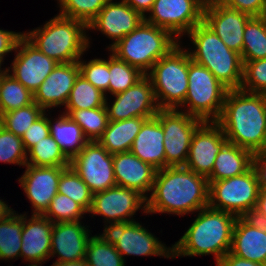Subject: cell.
I'll return each instance as SVG.
<instances>
[{
	"instance_id": "bcb514c9",
	"label": "cell",
	"mask_w": 266,
	"mask_h": 266,
	"mask_svg": "<svg viewBox=\"0 0 266 266\" xmlns=\"http://www.w3.org/2000/svg\"><path fill=\"white\" fill-rule=\"evenodd\" d=\"M223 5L248 14L251 17L263 16L266 0H217Z\"/></svg>"
},
{
	"instance_id": "4dcf8cb0",
	"label": "cell",
	"mask_w": 266,
	"mask_h": 266,
	"mask_svg": "<svg viewBox=\"0 0 266 266\" xmlns=\"http://www.w3.org/2000/svg\"><path fill=\"white\" fill-rule=\"evenodd\" d=\"M242 61L266 58V17H251L243 34Z\"/></svg>"
},
{
	"instance_id": "8fae6325",
	"label": "cell",
	"mask_w": 266,
	"mask_h": 266,
	"mask_svg": "<svg viewBox=\"0 0 266 266\" xmlns=\"http://www.w3.org/2000/svg\"><path fill=\"white\" fill-rule=\"evenodd\" d=\"M206 0H155L144 20L169 31L177 40L203 21Z\"/></svg>"
},
{
	"instance_id": "6da1fadb",
	"label": "cell",
	"mask_w": 266,
	"mask_h": 266,
	"mask_svg": "<svg viewBox=\"0 0 266 266\" xmlns=\"http://www.w3.org/2000/svg\"><path fill=\"white\" fill-rule=\"evenodd\" d=\"M208 204V178L185 166L165 167L156 172L146 212L182 216L198 212Z\"/></svg>"
},
{
	"instance_id": "f6af8a7d",
	"label": "cell",
	"mask_w": 266,
	"mask_h": 266,
	"mask_svg": "<svg viewBox=\"0 0 266 266\" xmlns=\"http://www.w3.org/2000/svg\"><path fill=\"white\" fill-rule=\"evenodd\" d=\"M49 135L50 130L48 117L46 113H44L40 118L32 123L31 127L27 129L21 137L25 150L28 151L37 142H40Z\"/></svg>"
},
{
	"instance_id": "9f6ffc18",
	"label": "cell",
	"mask_w": 266,
	"mask_h": 266,
	"mask_svg": "<svg viewBox=\"0 0 266 266\" xmlns=\"http://www.w3.org/2000/svg\"><path fill=\"white\" fill-rule=\"evenodd\" d=\"M4 71V69L2 70V68H1V64H0V75H1V73Z\"/></svg>"
},
{
	"instance_id": "ba28073f",
	"label": "cell",
	"mask_w": 266,
	"mask_h": 266,
	"mask_svg": "<svg viewBox=\"0 0 266 266\" xmlns=\"http://www.w3.org/2000/svg\"><path fill=\"white\" fill-rule=\"evenodd\" d=\"M228 89L207 68L194 61L189 62L188 92L183 112L202 121H217L222 113Z\"/></svg>"
},
{
	"instance_id": "11a10c76",
	"label": "cell",
	"mask_w": 266,
	"mask_h": 266,
	"mask_svg": "<svg viewBox=\"0 0 266 266\" xmlns=\"http://www.w3.org/2000/svg\"><path fill=\"white\" fill-rule=\"evenodd\" d=\"M263 16L266 17V6H265V10H264Z\"/></svg>"
},
{
	"instance_id": "cb8c5ba5",
	"label": "cell",
	"mask_w": 266,
	"mask_h": 266,
	"mask_svg": "<svg viewBox=\"0 0 266 266\" xmlns=\"http://www.w3.org/2000/svg\"><path fill=\"white\" fill-rule=\"evenodd\" d=\"M89 233L80 221L53 223L50 258L57 254L59 262L85 259Z\"/></svg>"
},
{
	"instance_id": "f5cc1de1",
	"label": "cell",
	"mask_w": 266,
	"mask_h": 266,
	"mask_svg": "<svg viewBox=\"0 0 266 266\" xmlns=\"http://www.w3.org/2000/svg\"><path fill=\"white\" fill-rule=\"evenodd\" d=\"M51 266H88L85 259L80 261L59 262L55 261Z\"/></svg>"
},
{
	"instance_id": "7402d4cb",
	"label": "cell",
	"mask_w": 266,
	"mask_h": 266,
	"mask_svg": "<svg viewBox=\"0 0 266 266\" xmlns=\"http://www.w3.org/2000/svg\"><path fill=\"white\" fill-rule=\"evenodd\" d=\"M230 252L240 258L266 264V225L252 216L238 217Z\"/></svg>"
},
{
	"instance_id": "7bdbcfd3",
	"label": "cell",
	"mask_w": 266,
	"mask_h": 266,
	"mask_svg": "<svg viewBox=\"0 0 266 266\" xmlns=\"http://www.w3.org/2000/svg\"><path fill=\"white\" fill-rule=\"evenodd\" d=\"M243 62V80L240 89L266 94V58Z\"/></svg>"
},
{
	"instance_id": "30bf717a",
	"label": "cell",
	"mask_w": 266,
	"mask_h": 266,
	"mask_svg": "<svg viewBox=\"0 0 266 266\" xmlns=\"http://www.w3.org/2000/svg\"><path fill=\"white\" fill-rule=\"evenodd\" d=\"M156 116L164 132L166 167L185 166L194 132L204 121L182 109H160Z\"/></svg>"
},
{
	"instance_id": "f546056e",
	"label": "cell",
	"mask_w": 266,
	"mask_h": 266,
	"mask_svg": "<svg viewBox=\"0 0 266 266\" xmlns=\"http://www.w3.org/2000/svg\"><path fill=\"white\" fill-rule=\"evenodd\" d=\"M33 102V93L10 75L5 68L0 75V116Z\"/></svg>"
},
{
	"instance_id": "e0dca14e",
	"label": "cell",
	"mask_w": 266,
	"mask_h": 266,
	"mask_svg": "<svg viewBox=\"0 0 266 266\" xmlns=\"http://www.w3.org/2000/svg\"><path fill=\"white\" fill-rule=\"evenodd\" d=\"M227 142L216 121H204L194 132L185 167L207 178L217 154Z\"/></svg>"
},
{
	"instance_id": "603a6c76",
	"label": "cell",
	"mask_w": 266,
	"mask_h": 266,
	"mask_svg": "<svg viewBox=\"0 0 266 266\" xmlns=\"http://www.w3.org/2000/svg\"><path fill=\"white\" fill-rule=\"evenodd\" d=\"M27 218L23 214L20 257L31 262L30 265H42L50 259L53 223L44 215L32 214Z\"/></svg>"
},
{
	"instance_id": "c3c4849f",
	"label": "cell",
	"mask_w": 266,
	"mask_h": 266,
	"mask_svg": "<svg viewBox=\"0 0 266 266\" xmlns=\"http://www.w3.org/2000/svg\"><path fill=\"white\" fill-rule=\"evenodd\" d=\"M252 168L257 176L259 190H266V151L253 155Z\"/></svg>"
},
{
	"instance_id": "277c9868",
	"label": "cell",
	"mask_w": 266,
	"mask_h": 266,
	"mask_svg": "<svg viewBox=\"0 0 266 266\" xmlns=\"http://www.w3.org/2000/svg\"><path fill=\"white\" fill-rule=\"evenodd\" d=\"M186 35L195 50H188L191 60L207 68L228 90L240 89L243 80L241 55L231 49L203 21Z\"/></svg>"
},
{
	"instance_id": "ee69618b",
	"label": "cell",
	"mask_w": 266,
	"mask_h": 266,
	"mask_svg": "<svg viewBox=\"0 0 266 266\" xmlns=\"http://www.w3.org/2000/svg\"><path fill=\"white\" fill-rule=\"evenodd\" d=\"M78 64L80 74L106 96V92L109 93V58L108 60L92 59L87 63L80 58Z\"/></svg>"
},
{
	"instance_id": "4fadbf2b",
	"label": "cell",
	"mask_w": 266,
	"mask_h": 266,
	"mask_svg": "<svg viewBox=\"0 0 266 266\" xmlns=\"http://www.w3.org/2000/svg\"><path fill=\"white\" fill-rule=\"evenodd\" d=\"M70 166L93 194L116 186L113 154L98 141H89L70 161Z\"/></svg>"
},
{
	"instance_id": "681fc988",
	"label": "cell",
	"mask_w": 266,
	"mask_h": 266,
	"mask_svg": "<svg viewBox=\"0 0 266 266\" xmlns=\"http://www.w3.org/2000/svg\"><path fill=\"white\" fill-rule=\"evenodd\" d=\"M216 266H266V264L243 259L228 252L216 262Z\"/></svg>"
},
{
	"instance_id": "f1b7e54d",
	"label": "cell",
	"mask_w": 266,
	"mask_h": 266,
	"mask_svg": "<svg viewBox=\"0 0 266 266\" xmlns=\"http://www.w3.org/2000/svg\"><path fill=\"white\" fill-rule=\"evenodd\" d=\"M146 119L134 117L121 121H109L98 142L110 154L128 152Z\"/></svg>"
},
{
	"instance_id": "8d00e7d4",
	"label": "cell",
	"mask_w": 266,
	"mask_h": 266,
	"mask_svg": "<svg viewBox=\"0 0 266 266\" xmlns=\"http://www.w3.org/2000/svg\"><path fill=\"white\" fill-rule=\"evenodd\" d=\"M145 74L118 59L114 54L109 56V93L112 95L126 91L141 80Z\"/></svg>"
},
{
	"instance_id": "d590c367",
	"label": "cell",
	"mask_w": 266,
	"mask_h": 266,
	"mask_svg": "<svg viewBox=\"0 0 266 266\" xmlns=\"http://www.w3.org/2000/svg\"><path fill=\"white\" fill-rule=\"evenodd\" d=\"M26 164L31 166L68 167L70 161L65 157L53 137L49 135L27 151Z\"/></svg>"
},
{
	"instance_id": "52a82bcc",
	"label": "cell",
	"mask_w": 266,
	"mask_h": 266,
	"mask_svg": "<svg viewBox=\"0 0 266 266\" xmlns=\"http://www.w3.org/2000/svg\"><path fill=\"white\" fill-rule=\"evenodd\" d=\"M179 43L160 58L146 74L150 79L160 109H178L188 92L191 57Z\"/></svg>"
},
{
	"instance_id": "2e32d148",
	"label": "cell",
	"mask_w": 266,
	"mask_h": 266,
	"mask_svg": "<svg viewBox=\"0 0 266 266\" xmlns=\"http://www.w3.org/2000/svg\"><path fill=\"white\" fill-rule=\"evenodd\" d=\"M110 105L105 101L109 121H121L134 117L152 118L160 110L150 79L145 75L126 91L113 95Z\"/></svg>"
},
{
	"instance_id": "9a60e30c",
	"label": "cell",
	"mask_w": 266,
	"mask_h": 266,
	"mask_svg": "<svg viewBox=\"0 0 266 266\" xmlns=\"http://www.w3.org/2000/svg\"><path fill=\"white\" fill-rule=\"evenodd\" d=\"M15 53L12 68L6 70L13 72L10 75L34 94L58 62L43 54L24 35L19 39Z\"/></svg>"
},
{
	"instance_id": "d6a6232c",
	"label": "cell",
	"mask_w": 266,
	"mask_h": 266,
	"mask_svg": "<svg viewBox=\"0 0 266 266\" xmlns=\"http://www.w3.org/2000/svg\"><path fill=\"white\" fill-rule=\"evenodd\" d=\"M85 261L88 266H125V261L115 249L112 240L103 231L102 235L90 238Z\"/></svg>"
},
{
	"instance_id": "7a4b0ae2",
	"label": "cell",
	"mask_w": 266,
	"mask_h": 266,
	"mask_svg": "<svg viewBox=\"0 0 266 266\" xmlns=\"http://www.w3.org/2000/svg\"><path fill=\"white\" fill-rule=\"evenodd\" d=\"M216 122L229 143L253 154L266 151V94L228 90Z\"/></svg>"
},
{
	"instance_id": "ac0fdd59",
	"label": "cell",
	"mask_w": 266,
	"mask_h": 266,
	"mask_svg": "<svg viewBox=\"0 0 266 266\" xmlns=\"http://www.w3.org/2000/svg\"><path fill=\"white\" fill-rule=\"evenodd\" d=\"M251 18L248 14L227 7L217 0H206L203 22L210 27L226 46L242 54L244 27Z\"/></svg>"
},
{
	"instance_id": "7c38bea8",
	"label": "cell",
	"mask_w": 266,
	"mask_h": 266,
	"mask_svg": "<svg viewBox=\"0 0 266 266\" xmlns=\"http://www.w3.org/2000/svg\"><path fill=\"white\" fill-rule=\"evenodd\" d=\"M140 209L147 214V199L136 190L116 185L94 193L88 213L104 217L109 224H105V231L113 225L134 222L132 217Z\"/></svg>"
},
{
	"instance_id": "816d5d0a",
	"label": "cell",
	"mask_w": 266,
	"mask_h": 266,
	"mask_svg": "<svg viewBox=\"0 0 266 266\" xmlns=\"http://www.w3.org/2000/svg\"><path fill=\"white\" fill-rule=\"evenodd\" d=\"M129 6H131L135 11H138L143 17L147 16L155 0H124Z\"/></svg>"
},
{
	"instance_id": "484cf974",
	"label": "cell",
	"mask_w": 266,
	"mask_h": 266,
	"mask_svg": "<svg viewBox=\"0 0 266 266\" xmlns=\"http://www.w3.org/2000/svg\"><path fill=\"white\" fill-rule=\"evenodd\" d=\"M163 141V128L158 117L154 116L143 122L130 151L155 169H163L166 167Z\"/></svg>"
},
{
	"instance_id": "836d02e7",
	"label": "cell",
	"mask_w": 266,
	"mask_h": 266,
	"mask_svg": "<svg viewBox=\"0 0 266 266\" xmlns=\"http://www.w3.org/2000/svg\"><path fill=\"white\" fill-rule=\"evenodd\" d=\"M63 113L81 127L89 141H98L109 123L105 106L94 109H66Z\"/></svg>"
},
{
	"instance_id": "60d3db41",
	"label": "cell",
	"mask_w": 266,
	"mask_h": 266,
	"mask_svg": "<svg viewBox=\"0 0 266 266\" xmlns=\"http://www.w3.org/2000/svg\"><path fill=\"white\" fill-rule=\"evenodd\" d=\"M86 213L87 212L73 199L61 193H57L43 215L52 223H60L80 221Z\"/></svg>"
},
{
	"instance_id": "f907efd6",
	"label": "cell",
	"mask_w": 266,
	"mask_h": 266,
	"mask_svg": "<svg viewBox=\"0 0 266 266\" xmlns=\"http://www.w3.org/2000/svg\"><path fill=\"white\" fill-rule=\"evenodd\" d=\"M252 217L266 225V190H259L257 206Z\"/></svg>"
},
{
	"instance_id": "d6986e66",
	"label": "cell",
	"mask_w": 266,
	"mask_h": 266,
	"mask_svg": "<svg viewBox=\"0 0 266 266\" xmlns=\"http://www.w3.org/2000/svg\"><path fill=\"white\" fill-rule=\"evenodd\" d=\"M25 173L18 180L32 204L33 214L43 215L51 200L58 193L62 171L66 167L31 166L26 164Z\"/></svg>"
},
{
	"instance_id": "7dc6e473",
	"label": "cell",
	"mask_w": 266,
	"mask_h": 266,
	"mask_svg": "<svg viewBox=\"0 0 266 266\" xmlns=\"http://www.w3.org/2000/svg\"><path fill=\"white\" fill-rule=\"evenodd\" d=\"M24 33L7 31L0 29V64L4 62V56L12 51H15L19 39Z\"/></svg>"
},
{
	"instance_id": "ffe728a7",
	"label": "cell",
	"mask_w": 266,
	"mask_h": 266,
	"mask_svg": "<svg viewBox=\"0 0 266 266\" xmlns=\"http://www.w3.org/2000/svg\"><path fill=\"white\" fill-rule=\"evenodd\" d=\"M144 17L129 6L124 0L113 2L110 0L100 10L98 15L89 23L87 30L101 31L102 34L114 42L107 47L110 49L124 36L135 30Z\"/></svg>"
},
{
	"instance_id": "44dd1931",
	"label": "cell",
	"mask_w": 266,
	"mask_h": 266,
	"mask_svg": "<svg viewBox=\"0 0 266 266\" xmlns=\"http://www.w3.org/2000/svg\"><path fill=\"white\" fill-rule=\"evenodd\" d=\"M79 73L78 61L58 63L33 94L34 102L45 112L47 108L65 106Z\"/></svg>"
},
{
	"instance_id": "83f0119b",
	"label": "cell",
	"mask_w": 266,
	"mask_h": 266,
	"mask_svg": "<svg viewBox=\"0 0 266 266\" xmlns=\"http://www.w3.org/2000/svg\"><path fill=\"white\" fill-rule=\"evenodd\" d=\"M55 120L54 122L48 118L50 135L57 142L65 157L71 161L89 140L81 127L67 114L63 113Z\"/></svg>"
},
{
	"instance_id": "d4e9b609",
	"label": "cell",
	"mask_w": 266,
	"mask_h": 266,
	"mask_svg": "<svg viewBox=\"0 0 266 266\" xmlns=\"http://www.w3.org/2000/svg\"><path fill=\"white\" fill-rule=\"evenodd\" d=\"M113 169L116 185L133 189L146 199L152 191L157 169L143 162L131 151L113 154Z\"/></svg>"
},
{
	"instance_id": "1f68e13d",
	"label": "cell",
	"mask_w": 266,
	"mask_h": 266,
	"mask_svg": "<svg viewBox=\"0 0 266 266\" xmlns=\"http://www.w3.org/2000/svg\"><path fill=\"white\" fill-rule=\"evenodd\" d=\"M23 214L12 211L0 221V260L20 257Z\"/></svg>"
},
{
	"instance_id": "e575fe53",
	"label": "cell",
	"mask_w": 266,
	"mask_h": 266,
	"mask_svg": "<svg viewBox=\"0 0 266 266\" xmlns=\"http://www.w3.org/2000/svg\"><path fill=\"white\" fill-rule=\"evenodd\" d=\"M105 101V94L95 88L79 73L75 79L65 108L77 110L94 109L105 106Z\"/></svg>"
},
{
	"instance_id": "db71d44e",
	"label": "cell",
	"mask_w": 266,
	"mask_h": 266,
	"mask_svg": "<svg viewBox=\"0 0 266 266\" xmlns=\"http://www.w3.org/2000/svg\"><path fill=\"white\" fill-rule=\"evenodd\" d=\"M9 205L2 201V199H0V221L3 220L6 216H8L13 209L10 208Z\"/></svg>"
},
{
	"instance_id": "74e56055",
	"label": "cell",
	"mask_w": 266,
	"mask_h": 266,
	"mask_svg": "<svg viewBox=\"0 0 266 266\" xmlns=\"http://www.w3.org/2000/svg\"><path fill=\"white\" fill-rule=\"evenodd\" d=\"M58 193L73 199L87 213L91 208L93 193L71 166L66 167L60 175Z\"/></svg>"
},
{
	"instance_id": "3957f363",
	"label": "cell",
	"mask_w": 266,
	"mask_h": 266,
	"mask_svg": "<svg viewBox=\"0 0 266 266\" xmlns=\"http://www.w3.org/2000/svg\"><path fill=\"white\" fill-rule=\"evenodd\" d=\"M237 218L209 206L199 210L188 230L172 245V258L213 254L217 262L230 252Z\"/></svg>"
},
{
	"instance_id": "f35d334b",
	"label": "cell",
	"mask_w": 266,
	"mask_h": 266,
	"mask_svg": "<svg viewBox=\"0 0 266 266\" xmlns=\"http://www.w3.org/2000/svg\"><path fill=\"white\" fill-rule=\"evenodd\" d=\"M44 113L45 111L37 103L33 102L26 107L3 113L0 116V124L16 136L22 137L32 123Z\"/></svg>"
},
{
	"instance_id": "5b68a950",
	"label": "cell",
	"mask_w": 266,
	"mask_h": 266,
	"mask_svg": "<svg viewBox=\"0 0 266 266\" xmlns=\"http://www.w3.org/2000/svg\"><path fill=\"white\" fill-rule=\"evenodd\" d=\"M87 25L60 14L24 36L43 54L58 63L77 62L89 48Z\"/></svg>"
},
{
	"instance_id": "9c48e42d",
	"label": "cell",
	"mask_w": 266,
	"mask_h": 266,
	"mask_svg": "<svg viewBox=\"0 0 266 266\" xmlns=\"http://www.w3.org/2000/svg\"><path fill=\"white\" fill-rule=\"evenodd\" d=\"M259 194L257 176L253 168L240 175L209 182L210 208L234 214L252 216Z\"/></svg>"
},
{
	"instance_id": "ab89813d",
	"label": "cell",
	"mask_w": 266,
	"mask_h": 266,
	"mask_svg": "<svg viewBox=\"0 0 266 266\" xmlns=\"http://www.w3.org/2000/svg\"><path fill=\"white\" fill-rule=\"evenodd\" d=\"M60 7V15L86 24L98 15L100 10L110 0H57Z\"/></svg>"
},
{
	"instance_id": "4316f807",
	"label": "cell",
	"mask_w": 266,
	"mask_h": 266,
	"mask_svg": "<svg viewBox=\"0 0 266 266\" xmlns=\"http://www.w3.org/2000/svg\"><path fill=\"white\" fill-rule=\"evenodd\" d=\"M253 153L227 142L217 154L208 182L228 179L252 168Z\"/></svg>"
},
{
	"instance_id": "5bb4252c",
	"label": "cell",
	"mask_w": 266,
	"mask_h": 266,
	"mask_svg": "<svg viewBox=\"0 0 266 266\" xmlns=\"http://www.w3.org/2000/svg\"><path fill=\"white\" fill-rule=\"evenodd\" d=\"M104 232L112 240L115 249L123 259H125L124 255L172 258V247H166L136 221L110 226Z\"/></svg>"
},
{
	"instance_id": "b9f144b4",
	"label": "cell",
	"mask_w": 266,
	"mask_h": 266,
	"mask_svg": "<svg viewBox=\"0 0 266 266\" xmlns=\"http://www.w3.org/2000/svg\"><path fill=\"white\" fill-rule=\"evenodd\" d=\"M0 162L25 166L27 151L21 137L16 136L0 124Z\"/></svg>"
},
{
	"instance_id": "8992f818",
	"label": "cell",
	"mask_w": 266,
	"mask_h": 266,
	"mask_svg": "<svg viewBox=\"0 0 266 266\" xmlns=\"http://www.w3.org/2000/svg\"><path fill=\"white\" fill-rule=\"evenodd\" d=\"M180 43L169 31L143 20L109 51L118 59L147 74L152 66Z\"/></svg>"
}]
</instances>
